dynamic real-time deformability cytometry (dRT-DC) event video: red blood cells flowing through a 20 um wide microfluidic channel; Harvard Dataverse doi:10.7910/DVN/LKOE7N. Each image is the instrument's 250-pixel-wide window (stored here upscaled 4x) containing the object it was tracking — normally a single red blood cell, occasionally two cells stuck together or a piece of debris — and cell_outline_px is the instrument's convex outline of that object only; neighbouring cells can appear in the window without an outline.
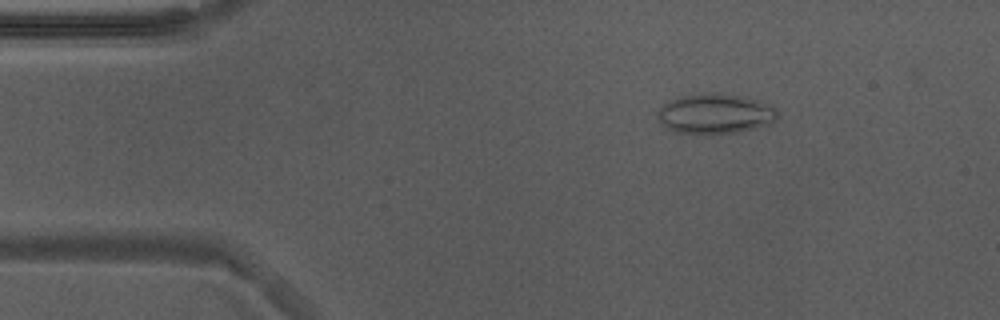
{"species": "Egyptian fruit bat (a non-hibernating species)", "species_latin": "Rousettus aegyptiacus", "temperature_condition": "warm", "stored_images_in_passage": 49, "camera_frame_rate_fps": 3000, "um_per_image_px": 0.085, "animal": {"sex": "male"}, "frame": {"image": 1, "passage_image": 4, "time_ms": 1.0, "image_size_px": [1000, 320], "cell_outline_px": [[776, 120], [756, 128], [736, 132], [712, 136], [704, 136], [676, 132], [668, 128], [656, 116], [656, 112], [668, 100], [680, 96], [700, 92], [712, 92], [740, 96], [756, 100], [768, 104], [776, 108]], "centroid_in_image_um": [60.73, 9.68], "position_along_channel_um": 24.3, "area_um2": 28.44}}
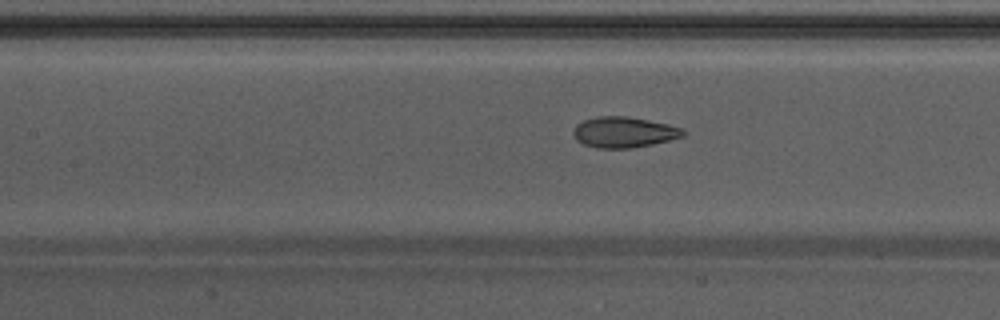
{"frame": {"image": 2, "passage_image": 19, "time_ms": 6.0, "image_size_px": [1000, 320], "cell_outline_px": [[684, 136], [652, 144], [628, 148], [596, 148], [584, 144], [576, 140], [572, 132], [576, 124], [584, 120], [596, 116], [628, 116], [668, 124], [680, 128], [684, 132]], "centroid_in_image_um": [52.98, 11.23], "position_along_channel_um": 154.4, "area_um2": 19.54}}
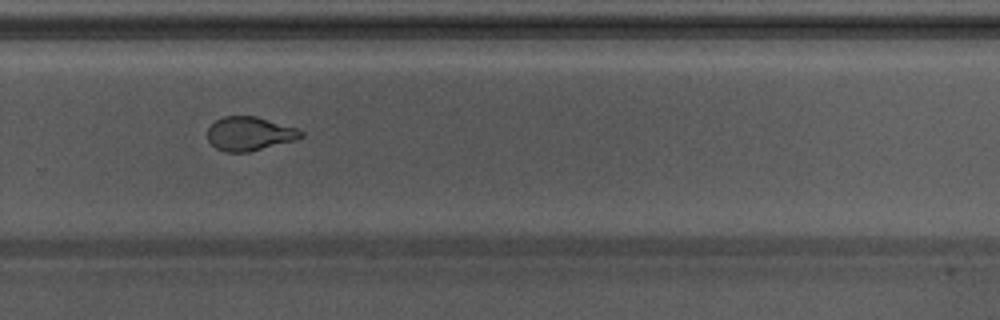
{"frame": {"image": 3, "passage_image": 31, "time_ms": 10.0, "image_size_px": [1000, 320], "cell_outline_px": [[304, 136], [296, 140], [248, 152], [224, 152], [216, 148], [208, 140], [208, 128], [216, 120], [224, 116], [256, 116], [300, 128], [304, 132]], "centroid_in_image_um": [21.26, 11.36], "position_along_channel_um": 308.5, "area_um2": 18.61}, "authors_computed_cell_mechanics": {"area_um2": 19.7098, "velocity_mm_per_s": 3.8656, "shape_relaxation_time_tau1_ms": 6.3471, "shape_relaxation_time_tau2_ms": 1.4145, "deformation_change_tau1": 0.1784, "deformation_change_tau2": 0.0666}}